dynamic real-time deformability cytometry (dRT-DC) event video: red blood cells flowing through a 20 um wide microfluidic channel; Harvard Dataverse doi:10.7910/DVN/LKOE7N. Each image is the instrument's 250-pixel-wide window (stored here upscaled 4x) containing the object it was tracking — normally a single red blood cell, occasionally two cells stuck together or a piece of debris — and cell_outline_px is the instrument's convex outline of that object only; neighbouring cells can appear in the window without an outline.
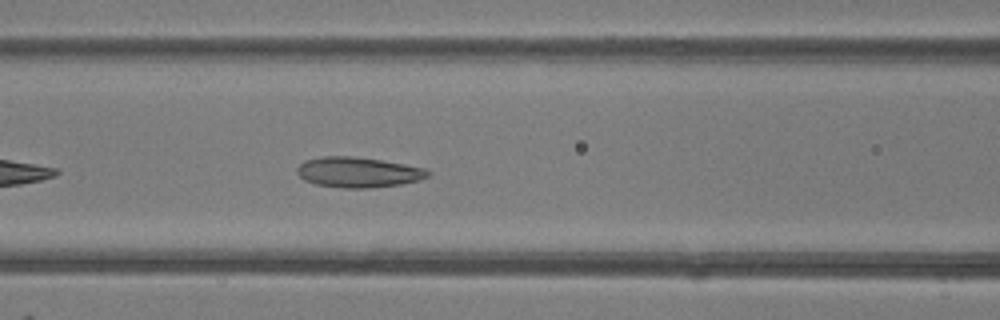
{"species": "common noctule bat (a hibernating species)", "species_latin": "Nyctalus noctula", "temperature_condition": "room temperature", "stored_images_in_passage": 28, "camera_frame_rate_fps": 3000, "um_per_image_px": 0.085, "animal": {"sex": "female"}, "frame": {"image": 1, "passage_image": 8, "time_ms": 2.333, "image_size_px": [1000, 320], "cell_outline_px": [[432, 172], [428, 176], [420, 180], [400, 184], [368, 188], [344, 188], [316, 184], [304, 180], [296, 172], [296, 168], [304, 160], [320, 156], [352, 156], [380, 160], [404, 164], [424, 168]], "centroid_in_image_um": [30.42, 14.63], "position_along_channel_um": 136.2, "area_um2": 23.12}}
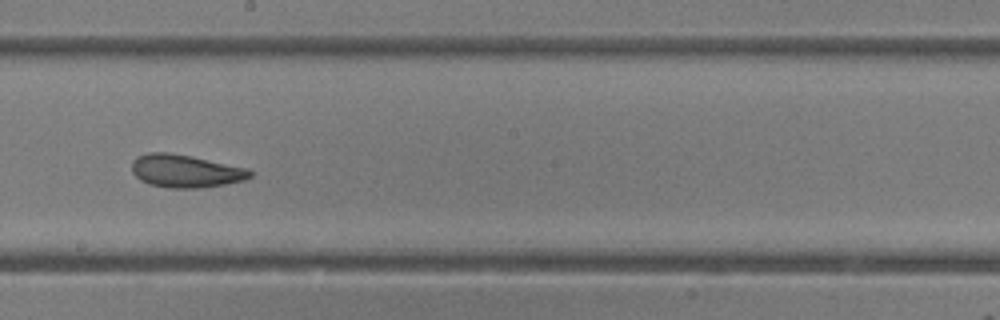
{"frame": {"image": 2, "passage_image": 15, "time_ms": 4.667, "image_size_px": [1000, 320], "cell_outline_px": [[256, 172], [252, 176], [244, 180], [224, 184], [200, 188], [168, 188], [148, 184], [140, 180], [132, 172], [132, 160], [136, 156], [148, 152], [168, 152], [192, 156], [248, 168]], "centroid_in_image_um": [15.77, 14.53], "position_along_channel_um": 232.4, "area_um2": 22.95}}
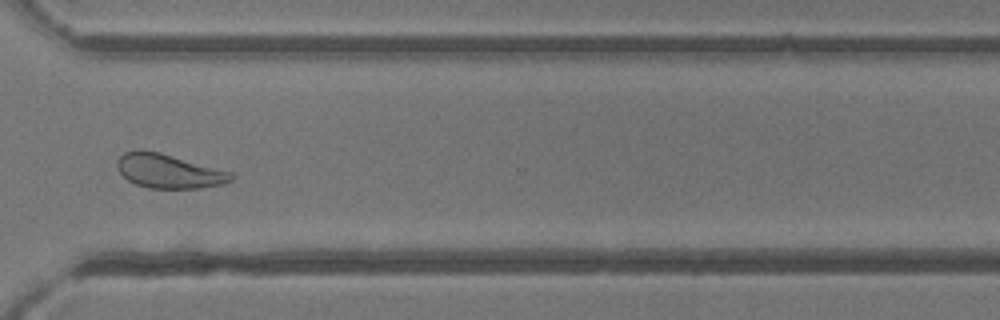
{"frame": {"image": 3, "passage_image": 24, "time_ms": 7.667, "image_size_px": [1000, 320], "cell_outline_px": [[236, 176], [232, 180], [224, 184], [200, 188], [148, 188], [136, 184], [128, 180], [116, 168], [116, 160], [124, 152], [136, 148], [140, 148], [160, 152], [232, 172]], "centroid_in_image_um": [14.33, 14.52], "position_along_channel_um": 356.3, "area_um2": 23.0}, "authors_computed_cell_mechanics": {"area_um2": 22.6865, "velocity_mm_per_s": 4.1302, "shape_relaxation_time_tau1_ms": 9.5759, "shape_relaxation_time_tau2_ms": 1.6757, "deformation_change_tau1": 0.189, "deformation_change_tau2": 0.0903}}